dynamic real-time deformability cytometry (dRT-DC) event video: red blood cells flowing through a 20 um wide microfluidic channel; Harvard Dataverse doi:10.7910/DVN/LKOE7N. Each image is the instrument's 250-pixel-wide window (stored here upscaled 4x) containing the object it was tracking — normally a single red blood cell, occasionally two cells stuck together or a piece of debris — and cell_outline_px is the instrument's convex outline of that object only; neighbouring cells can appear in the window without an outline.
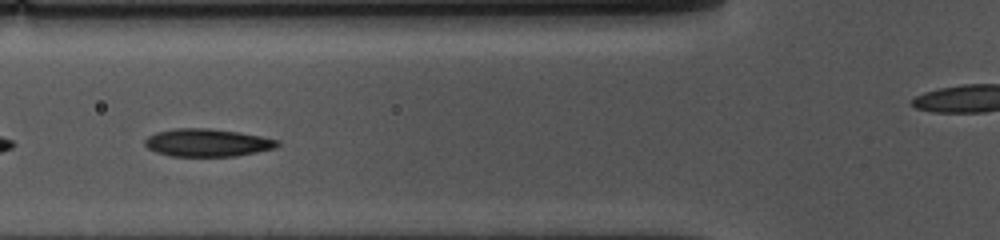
{"species": "common noctule bat (a hibernating species)", "species_latin": "Nyctalus noctula", "temperature_condition": "cold", "stored_images_in_passage": 14, "camera_frame_rate_fps": 3000, "um_per_image_px": 0.085, "animal": {"sex": "female", "body_mass_g": 10.0, "forearm_length_mm": 53.1}, "frame": {"image": 1, "passage_image": 5, "time_ms": 1.333, "image_size_px": [1000, 240], "cell_outline_px": [[280, 144], [276, 148], [236, 156], [172, 156], [156, 152], [148, 148], [144, 144], [144, 140], [148, 136], [156, 132], [176, 128], [208, 128], [240, 132], [280, 140]], "centroid_in_image_um": [17.63, 12.12], "position_along_channel_um": 108.2, "area_um2": 21.5}}
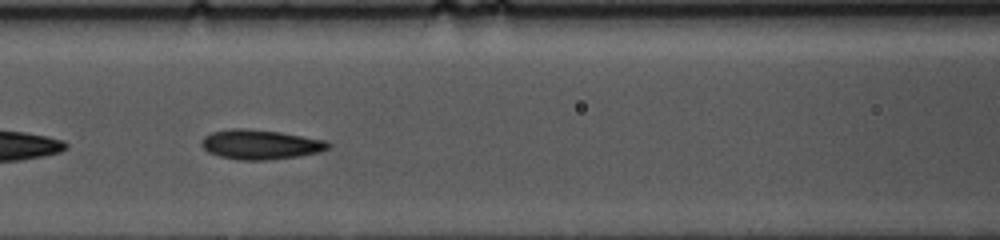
{"frame": {"image": 2, "passage_image": 8, "time_ms": 2.333, "image_size_px": [1000, 240], "cell_outline_px": [[332, 144], [328, 148], [316, 152], [296, 156], [268, 160], [240, 160], [220, 156], [208, 152], [200, 144], [200, 140], [204, 136], [212, 132], [232, 128], [244, 128], [280, 132], [324, 140]], "centroid_in_image_um": [22.07, 12.27], "position_along_channel_um": 144.5, "area_um2": 21.68}}
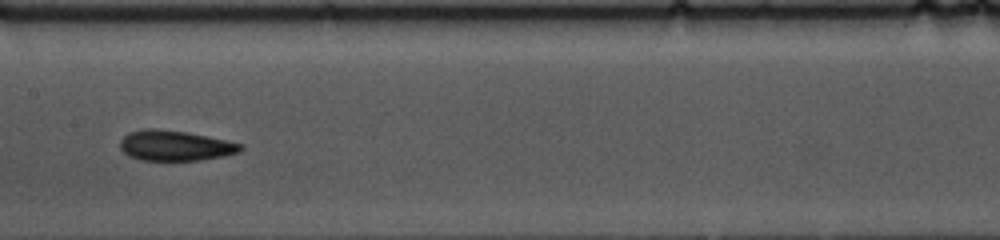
{"frame": {"image": 3, "passage_image": 12, "time_ms": 3.667, "image_size_px": [1000, 240], "cell_outline_px": [[244, 148], [240, 152], [224, 156], [200, 160], [140, 160], [128, 156], [120, 148], [120, 140], [128, 132], [144, 128], [156, 128], [188, 132], [244, 144]], "centroid_in_image_um": [14.88, 12.37], "position_along_channel_um": 192.5, "area_um2": 21.5}}